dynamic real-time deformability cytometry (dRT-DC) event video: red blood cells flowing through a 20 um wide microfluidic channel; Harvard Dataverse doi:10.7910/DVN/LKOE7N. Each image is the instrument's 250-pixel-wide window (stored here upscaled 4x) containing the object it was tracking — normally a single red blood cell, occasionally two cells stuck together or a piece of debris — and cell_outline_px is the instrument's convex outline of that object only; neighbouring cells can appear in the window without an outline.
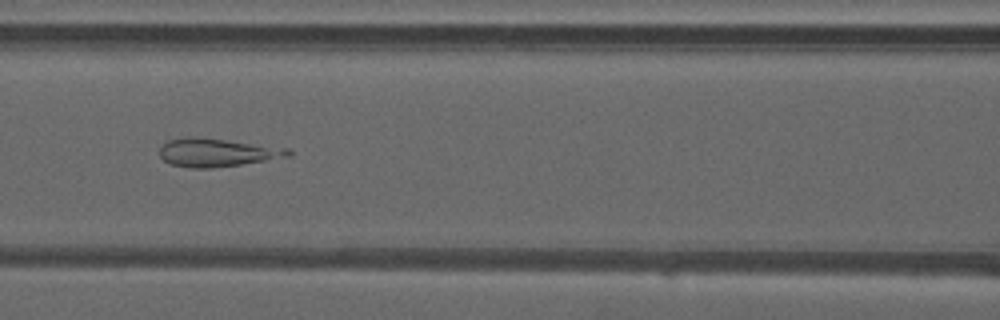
{"species": "common noctule bat (a hibernating species)", "species_latin": "Nyctalus noctula", "temperature_condition": "warm", "stored_images_in_passage": 49, "camera_frame_rate_fps": 3000, "um_per_image_px": 0.085, "animal": {"sex": "male", "forearm_length_mm": 52.5}, "frame": {"image": 1, "passage_image": 22, "time_ms": 7.0, "image_size_px": [1000, 320], "cell_outline_px": [[292, 156], [240, 164], [212, 168], [192, 168], [172, 164], [164, 160], [160, 156], [160, 148], [168, 140], [192, 136], [292, 148]], "centroid_in_image_um": [18.49, 12.96], "position_along_channel_um": 148.1, "area_um2": 21.04}}
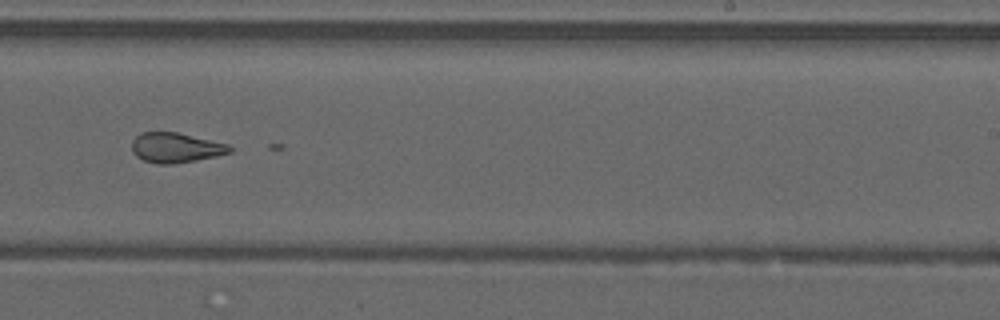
{"frame": {"image": 2, "passage_image": 31, "time_ms": 10.0, "image_size_px": [1000, 320], "cell_outline_px": [[232, 152], [216, 156], [196, 160], [172, 164], [156, 164], [144, 160], [136, 156], [132, 152], [132, 140], [140, 132], [176, 132], [228, 144], [232, 148]], "centroid_in_image_um": [14.91, 12.55], "position_along_channel_um": 274.1, "area_um2": 17.05}}